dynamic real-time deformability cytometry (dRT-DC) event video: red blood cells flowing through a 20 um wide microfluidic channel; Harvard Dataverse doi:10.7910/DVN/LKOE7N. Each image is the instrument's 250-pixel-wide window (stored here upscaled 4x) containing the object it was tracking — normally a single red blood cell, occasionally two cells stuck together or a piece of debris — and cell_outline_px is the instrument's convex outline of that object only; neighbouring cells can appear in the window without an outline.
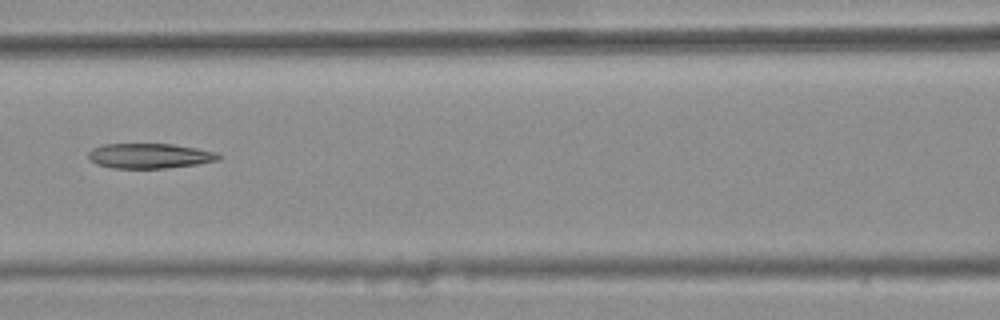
{"species": "common noctule bat (a hibernating species)", "species_latin": "Nyctalus noctula", "temperature_condition": "warm", "stored_images_in_passage": 6, "camera_frame_rate_fps": 3000, "um_per_image_px": 0.085, "animal": {"sex": "female", "body_mass_g": 25.1}, "frame": {"image": 1, "passage_image": 6, "time_ms": 1.667, "image_size_px": [1000, 320], "cell_outline_px": [[220, 160], [196, 164], [164, 168], [112, 168], [96, 164], [88, 156], [88, 152], [92, 148], [104, 144], [172, 144], [220, 152]], "centroid_in_image_um": [12.74, 13.24], "position_along_channel_um": 153.9, "area_um2": 18.96}}